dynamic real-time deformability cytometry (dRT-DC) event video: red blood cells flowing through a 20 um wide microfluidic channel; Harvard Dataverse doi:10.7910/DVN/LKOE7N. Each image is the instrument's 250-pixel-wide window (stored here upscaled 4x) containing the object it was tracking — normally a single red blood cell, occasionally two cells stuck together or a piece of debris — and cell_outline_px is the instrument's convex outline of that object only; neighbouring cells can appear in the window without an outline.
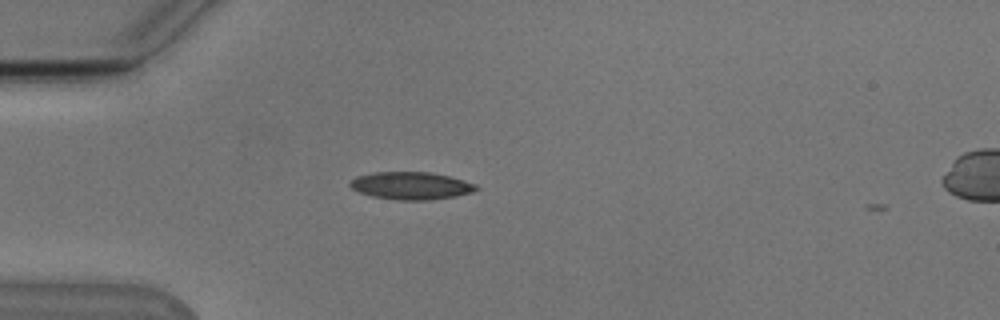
{"species": "Egyptian fruit bat (a non-hibernating species)", "species_latin": "Rousettus aegyptiacus", "temperature_condition": "cold", "stored_images_in_passage": 3, "camera_frame_rate_fps": 3000, "um_per_image_px": 0.085, "animal": {"sex": "male"}, "frame": {"image": 1, "passage_image": 1, "time_ms": 0.0, "image_size_px": [1000, 320], "cell_outline_px": [[480, 188], [472, 192], [456, 196], [428, 200], [396, 200], [372, 196], [360, 192], [352, 188], [348, 184], [356, 176], [376, 172], [432, 172], [464, 180], [476, 184]], "centroid_in_image_um": [34.96, 15.78], "position_along_channel_um": 50.0, "area_um2": 20.23}}